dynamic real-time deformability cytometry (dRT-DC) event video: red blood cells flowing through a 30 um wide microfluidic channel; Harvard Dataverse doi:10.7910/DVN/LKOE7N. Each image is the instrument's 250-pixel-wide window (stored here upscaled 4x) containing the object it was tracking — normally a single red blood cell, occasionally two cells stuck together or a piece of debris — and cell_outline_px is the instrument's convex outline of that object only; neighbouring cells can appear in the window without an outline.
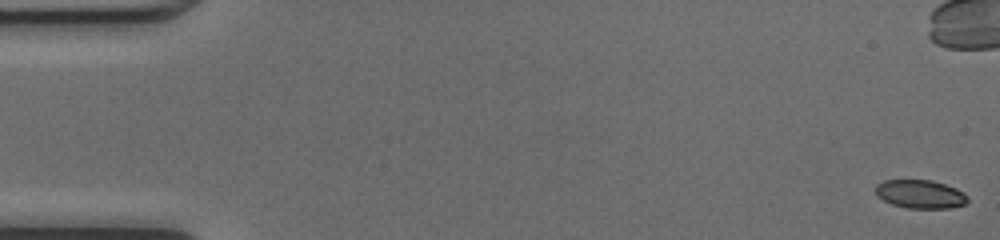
{"species": "common noctule bat (a hibernating species)", "species_latin": "Nyctalus noctula", "temperature_condition": "cold", "stored_images_in_passage": 50, "camera_frame_rate_fps": 3000, "um_per_image_px": 0.085, "animal": {"sex": "female", "body_mass_g": 17.0, "forearm_length_mm": 48.0}, "frame": {"image": 1, "passage_image": 1, "time_ms": 0.0, "image_size_px": [1000, 240], "cell_outline_px": [[968, 200], [964, 204], [948, 208], [908, 208], [892, 204], [876, 196], [876, 184], [884, 180], [932, 180], [956, 188], [964, 192], [968, 196]], "centroid_in_image_um": [78.22, 16.49], "position_along_channel_um": 6.8, "area_um2": 15.26}}
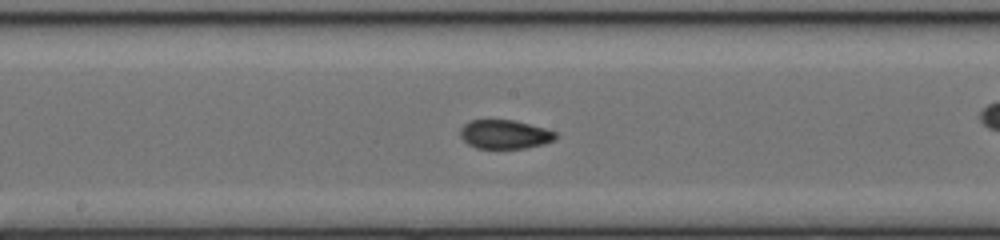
{"frame": {"image": 2, "passage_image": 26, "time_ms": 8.333, "image_size_px": [1000, 240], "cell_outline_px": [[556, 136], [552, 140], [544, 144], [524, 148], [476, 148], [468, 144], [460, 136], [460, 128], [464, 124], [472, 120], [512, 120], [548, 128], [556, 132]], "centroid_in_image_um": [42.9, 11.41], "position_along_channel_um": 205.3, "area_um2": 16.01}}
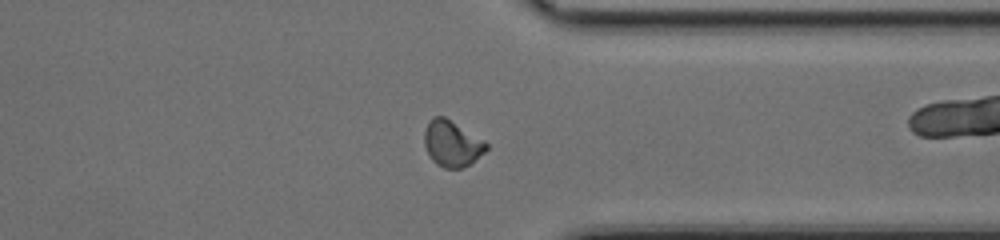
{"frame": {"image": 3, "passage_image": 38, "time_ms": 12.333, "image_size_px": [1000, 240], "cell_outline_px": [[488, 148], [484, 152], [464, 168], [444, 168], [436, 164], [432, 160], [424, 144], [424, 132], [432, 116], [444, 116], [484, 140], [488, 144]], "centroid_in_image_um": [38.41, 12.21], "position_along_channel_um": 373.0, "area_um2": 16.47}, "authors_computed_cell_mechanics": {"area_um2": 16.3285, "velocity_mm_per_s": 4.2764, "shape_relaxation_time_tau1_ms": null, "shape_relaxation_time_tau2_ms": 1.4156, "deformation_change_tau1": null, "deformation_change_tau2": 0.057}}